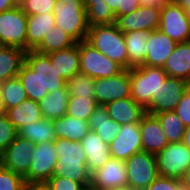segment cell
I'll list each match as a JSON object with an SVG mask.
<instances>
[{
    "label": "cell",
    "instance_id": "19",
    "mask_svg": "<svg viewBox=\"0 0 190 190\" xmlns=\"http://www.w3.org/2000/svg\"><path fill=\"white\" fill-rule=\"evenodd\" d=\"M140 131L143 151L156 155L168 144L161 124L155 115L146 113L142 117Z\"/></svg>",
    "mask_w": 190,
    "mask_h": 190
},
{
    "label": "cell",
    "instance_id": "23",
    "mask_svg": "<svg viewBox=\"0 0 190 190\" xmlns=\"http://www.w3.org/2000/svg\"><path fill=\"white\" fill-rule=\"evenodd\" d=\"M53 67L59 76L65 81L80 73V54L78 43L75 45L47 54Z\"/></svg>",
    "mask_w": 190,
    "mask_h": 190
},
{
    "label": "cell",
    "instance_id": "37",
    "mask_svg": "<svg viewBox=\"0 0 190 190\" xmlns=\"http://www.w3.org/2000/svg\"><path fill=\"white\" fill-rule=\"evenodd\" d=\"M89 26L113 24L116 21L114 12L109 5H84Z\"/></svg>",
    "mask_w": 190,
    "mask_h": 190
},
{
    "label": "cell",
    "instance_id": "38",
    "mask_svg": "<svg viewBox=\"0 0 190 190\" xmlns=\"http://www.w3.org/2000/svg\"><path fill=\"white\" fill-rule=\"evenodd\" d=\"M109 5L115 16L130 14L141 6L140 0H84V5Z\"/></svg>",
    "mask_w": 190,
    "mask_h": 190
},
{
    "label": "cell",
    "instance_id": "54",
    "mask_svg": "<svg viewBox=\"0 0 190 190\" xmlns=\"http://www.w3.org/2000/svg\"><path fill=\"white\" fill-rule=\"evenodd\" d=\"M83 190H95L93 188H91L90 186L89 187H85Z\"/></svg>",
    "mask_w": 190,
    "mask_h": 190
},
{
    "label": "cell",
    "instance_id": "15",
    "mask_svg": "<svg viewBox=\"0 0 190 190\" xmlns=\"http://www.w3.org/2000/svg\"><path fill=\"white\" fill-rule=\"evenodd\" d=\"M90 187L95 190L128 188L125 161L111 157L100 169L91 173Z\"/></svg>",
    "mask_w": 190,
    "mask_h": 190
},
{
    "label": "cell",
    "instance_id": "16",
    "mask_svg": "<svg viewBox=\"0 0 190 190\" xmlns=\"http://www.w3.org/2000/svg\"><path fill=\"white\" fill-rule=\"evenodd\" d=\"M161 6H140L130 14L116 16L115 25L123 33L159 28Z\"/></svg>",
    "mask_w": 190,
    "mask_h": 190
},
{
    "label": "cell",
    "instance_id": "35",
    "mask_svg": "<svg viewBox=\"0 0 190 190\" xmlns=\"http://www.w3.org/2000/svg\"><path fill=\"white\" fill-rule=\"evenodd\" d=\"M95 79L88 75L78 73L66 81L69 96L95 98Z\"/></svg>",
    "mask_w": 190,
    "mask_h": 190
},
{
    "label": "cell",
    "instance_id": "45",
    "mask_svg": "<svg viewBox=\"0 0 190 190\" xmlns=\"http://www.w3.org/2000/svg\"><path fill=\"white\" fill-rule=\"evenodd\" d=\"M19 6V0H0V12L11 10Z\"/></svg>",
    "mask_w": 190,
    "mask_h": 190
},
{
    "label": "cell",
    "instance_id": "32",
    "mask_svg": "<svg viewBox=\"0 0 190 190\" xmlns=\"http://www.w3.org/2000/svg\"><path fill=\"white\" fill-rule=\"evenodd\" d=\"M77 42L69 36L61 27L54 26L45 36L35 51L49 54L75 45Z\"/></svg>",
    "mask_w": 190,
    "mask_h": 190
},
{
    "label": "cell",
    "instance_id": "27",
    "mask_svg": "<svg viewBox=\"0 0 190 190\" xmlns=\"http://www.w3.org/2000/svg\"><path fill=\"white\" fill-rule=\"evenodd\" d=\"M90 130L95 131L107 144L116 138L122 129L121 124L110 118L105 106H98L88 119Z\"/></svg>",
    "mask_w": 190,
    "mask_h": 190
},
{
    "label": "cell",
    "instance_id": "39",
    "mask_svg": "<svg viewBox=\"0 0 190 190\" xmlns=\"http://www.w3.org/2000/svg\"><path fill=\"white\" fill-rule=\"evenodd\" d=\"M56 0H19V7L27 15L52 13Z\"/></svg>",
    "mask_w": 190,
    "mask_h": 190
},
{
    "label": "cell",
    "instance_id": "44",
    "mask_svg": "<svg viewBox=\"0 0 190 190\" xmlns=\"http://www.w3.org/2000/svg\"><path fill=\"white\" fill-rule=\"evenodd\" d=\"M178 179L158 176L145 190H176Z\"/></svg>",
    "mask_w": 190,
    "mask_h": 190
},
{
    "label": "cell",
    "instance_id": "17",
    "mask_svg": "<svg viewBox=\"0 0 190 190\" xmlns=\"http://www.w3.org/2000/svg\"><path fill=\"white\" fill-rule=\"evenodd\" d=\"M121 128L109 145V150L111 157L125 161L133 154L143 151L140 123L123 124Z\"/></svg>",
    "mask_w": 190,
    "mask_h": 190
},
{
    "label": "cell",
    "instance_id": "5",
    "mask_svg": "<svg viewBox=\"0 0 190 190\" xmlns=\"http://www.w3.org/2000/svg\"><path fill=\"white\" fill-rule=\"evenodd\" d=\"M131 98L146 108L168 77L162 67L139 66L129 69Z\"/></svg>",
    "mask_w": 190,
    "mask_h": 190
},
{
    "label": "cell",
    "instance_id": "2",
    "mask_svg": "<svg viewBox=\"0 0 190 190\" xmlns=\"http://www.w3.org/2000/svg\"><path fill=\"white\" fill-rule=\"evenodd\" d=\"M54 149L58 160L52 177H67L89 187L91 172L88 170L86 153L81 142L57 138L54 140Z\"/></svg>",
    "mask_w": 190,
    "mask_h": 190
},
{
    "label": "cell",
    "instance_id": "53",
    "mask_svg": "<svg viewBox=\"0 0 190 190\" xmlns=\"http://www.w3.org/2000/svg\"><path fill=\"white\" fill-rule=\"evenodd\" d=\"M108 190H131V189L128 187V188H121V189H108Z\"/></svg>",
    "mask_w": 190,
    "mask_h": 190
},
{
    "label": "cell",
    "instance_id": "34",
    "mask_svg": "<svg viewBox=\"0 0 190 190\" xmlns=\"http://www.w3.org/2000/svg\"><path fill=\"white\" fill-rule=\"evenodd\" d=\"M154 115L159 120L168 143L182 142L186 127L174 111Z\"/></svg>",
    "mask_w": 190,
    "mask_h": 190
},
{
    "label": "cell",
    "instance_id": "31",
    "mask_svg": "<svg viewBox=\"0 0 190 190\" xmlns=\"http://www.w3.org/2000/svg\"><path fill=\"white\" fill-rule=\"evenodd\" d=\"M17 132L20 137L29 139L33 144L53 142L56 139L52 120L45 118H41L35 123L25 125Z\"/></svg>",
    "mask_w": 190,
    "mask_h": 190
},
{
    "label": "cell",
    "instance_id": "36",
    "mask_svg": "<svg viewBox=\"0 0 190 190\" xmlns=\"http://www.w3.org/2000/svg\"><path fill=\"white\" fill-rule=\"evenodd\" d=\"M98 106L95 98L69 96L66 115L88 121Z\"/></svg>",
    "mask_w": 190,
    "mask_h": 190
},
{
    "label": "cell",
    "instance_id": "10",
    "mask_svg": "<svg viewBox=\"0 0 190 190\" xmlns=\"http://www.w3.org/2000/svg\"><path fill=\"white\" fill-rule=\"evenodd\" d=\"M27 15L19 6L0 12V42L26 51Z\"/></svg>",
    "mask_w": 190,
    "mask_h": 190
},
{
    "label": "cell",
    "instance_id": "21",
    "mask_svg": "<svg viewBox=\"0 0 190 190\" xmlns=\"http://www.w3.org/2000/svg\"><path fill=\"white\" fill-rule=\"evenodd\" d=\"M111 119L117 123L129 124L140 123L146 114L145 108L136 103L131 97L114 100L105 105Z\"/></svg>",
    "mask_w": 190,
    "mask_h": 190
},
{
    "label": "cell",
    "instance_id": "48",
    "mask_svg": "<svg viewBox=\"0 0 190 190\" xmlns=\"http://www.w3.org/2000/svg\"><path fill=\"white\" fill-rule=\"evenodd\" d=\"M167 0H140L142 6H162Z\"/></svg>",
    "mask_w": 190,
    "mask_h": 190
},
{
    "label": "cell",
    "instance_id": "18",
    "mask_svg": "<svg viewBox=\"0 0 190 190\" xmlns=\"http://www.w3.org/2000/svg\"><path fill=\"white\" fill-rule=\"evenodd\" d=\"M176 45L177 42L159 29L151 31V35L145 45L147 47V56L144 65L163 67Z\"/></svg>",
    "mask_w": 190,
    "mask_h": 190
},
{
    "label": "cell",
    "instance_id": "9",
    "mask_svg": "<svg viewBox=\"0 0 190 190\" xmlns=\"http://www.w3.org/2000/svg\"><path fill=\"white\" fill-rule=\"evenodd\" d=\"M158 29L177 43L190 41V23L186 12L173 0H167L161 6Z\"/></svg>",
    "mask_w": 190,
    "mask_h": 190
},
{
    "label": "cell",
    "instance_id": "29",
    "mask_svg": "<svg viewBox=\"0 0 190 190\" xmlns=\"http://www.w3.org/2000/svg\"><path fill=\"white\" fill-rule=\"evenodd\" d=\"M68 99L69 93L67 85L47 94L39 102L42 117L53 120L66 115Z\"/></svg>",
    "mask_w": 190,
    "mask_h": 190
},
{
    "label": "cell",
    "instance_id": "20",
    "mask_svg": "<svg viewBox=\"0 0 190 190\" xmlns=\"http://www.w3.org/2000/svg\"><path fill=\"white\" fill-rule=\"evenodd\" d=\"M80 142L86 153V164L91 173L100 169L111 158L109 144L105 143L95 131L90 130Z\"/></svg>",
    "mask_w": 190,
    "mask_h": 190
},
{
    "label": "cell",
    "instance_id": "49",
    "mask_svg": "<svg viewBox=\"0 0 190 190\" xmlns=\"http://www.w3.org/2000/svg\"><path fill=\"white\" fill-rule=\"evenodd\" d=\"M189 189H190V166L188 169L183 173L180 179Z\"/></svg>",
    "mask_w": 190,
    "mask_h": 190
},
{
    "label": "cell",
    "instance_id": "3",
    "mask_svg": "<svg viewBox=\"0 0 190 190\" xmlns=\"http://www.w3.org/2000/svg\"><path fill=\"white\" fill-rule=\"evenodd\" d=\"M86 41L103 55L128 69L124 34L115 23L89 26Z\"/></svg>",
    "mask_w": 190,
    "mask_h": 190
},
{
    "label": "cell",
    "instance_id": "25",
    "mask_svg": "<svg viewBox=\"0 0 190 190\" xmlns=\"http://www.w3.org/2000/svg\"><path fill=\"white\" fill-rule=\"evenodd\" d=\"M123 34L128 55V69L144 65L147 56V47L145 45L151 31L136 30Z\"/></svg>",
    "mask_w": 190,
    "mask_h": 190
},
{
    "label": "cell",
    "instance_id": "22",
    "mask_svg": "<svg viewBox=\"0 0 190 190\" xmlns=\"http://www.w3.org/2000/svg\"><path fill=\"white\" fill-rule=\"evenodd\" d=\"M168 76L190 82V41L177 43L162 67Z\"/></svg>",
    "mask_w": 190,
    "mask_h": 190
},
{
    "label": "cell",
    "instance_id": "4",
    "mask_svg": "<svg viewBox=\"0 0 190 190\" xmlns=\"http://www.w3.org/2000/svg\"><path fill=\"white\" fill-rule=\"evenodd\" d=\"M55 26L61 27L77 43L86 40L89 29L84 0H56Z\"/></svg>",
    "mask_w": 190,
    "mask_h": 190
},
{
    "label": "cell",
    "instance_id": "13",
    "mask_svg": "<svg viewBox=\"0 0 190 190\" xmlns=\"http://www.w3.org/2000/svg\"><path fill=\"white\" fill-rule=\"evenodd\" d=\"M35 148L29 139L16 136L14 141L0 154V165L24 177L30 167Z\"/></svg>",
    "mask_w": 190,
    "mask_h": 190
},
{
    "label": "cell",
    "instance_id": "52",
    "mask_svg": "<svg viewBox=\"0 0 190 190\" xmlns=\"http://www.w3.org/2000/svg\"><path fill=\"white\" fill-rule=\"evenodd\" d=\"M5 113L3 103H2V97H1V88H0V115Z\"/></svg>",
    "mask_w": 190,
    "mask_h": 190
},
{
    "label": "cell",
    "instance_id": "12",
    "mask_svg": "<svg viewBox=\"0 0 190 190\" xmlns=\"http://www.w3.org/2000/svg\"><path fill=\"white\" fill-rule=\"evenodd\" d=\"M189 89V83L183 79L168 76L158 89L156 96L145 108L148 114L174 111L184 92Z\"/></svg>",
    "mask_w": 190,
    "mask_h": 190
},
{
    "label": "cell",
    "instance_id": "41",
    "mask_svg": "<svg viewBox=\"0 0 190 190\" xmlns=\"http://www.w3.org/2000/svg\"><path fill=\"white\" fill-rule=\"evenodd\" d=\"M18 130L10 122L8 116L0 115V154L14 141Z\"/></svg>",
    "mask_w": 190,
    "mask_h": 190
},
{
    "label": "cell",
    "instance_id": "6",
    "mask_svg": "<svg viewBox=\"0 0 190 190\" xmlns=\"http://www.w3.org/2000/svg\"><path fill=\"white\" fill-rule=\"evenodd\" d=\"M80 73L94 79L109 78L121 73L124 68L103 55L86 40L78 42Z\"/></svg>",
    "mask_w": 190,
    "mask_h": 190
},
{
    "label": "cell",
    "instance_id": "11",
    "mask_svg": "<svg viewBox=\"0 0 190 190\" xmlns=\"http://www.w3.org/2000/svg\"><path fill=\"white\" fill-rule=\"evenodd\" d=\"M58 157L53 142L35 144L31 167L24 176L26 184L47 182L52 176Z\"/></svg>",
    "mask_w": 190,
    "mask_h": 190
},
{
    "label": "cell",
    "instance_id": "28",
    "mask_svg": "<svg viewBox=\"0 0 190 190\" xmlns=\"http://www.w3.org/2000/svg\"><path fill=\"white\" fill-rule=\"evenodd\" d=\"M26 51L19 47L0 48V83L18 76L25 60Z\"/></svg>",
    "mask_w": 190,
    "mask_h": 190
},
{
    "label": "cell",
    "instance_id": "50",
    "mask_svg": "<svg viewBox=\"0 0 190 190\" xmlns=\"http://www.w3.org/2000/svg\"><path fill=\"white\" fill-rule=\"evenodd\" d=\"M182 142L190 149V126L185 128Z\"/></svg>",
    "mask_w": 190,
    "mask_h": 190
},
{
    "label": "cell",
    "instance_id": "42",
    "mask_svg": "<svg viewBox=\"0 0 190 190\" xmlns=\"http://www.w3.org/2000/svg\"><path fill=\"white\" fill-rule=\"evenodd\" d=\"M52 190H83L85 186L67 177H51L47 181Z\"/></svg>",
    "mask_w": 190,
    "mask_h": 190
},
{
    "label": "cell",
    "instance_id": "33",
    "mask_svg": "<svg viewBox=\"0 0 190 190\" xmlns=\"http://www.w3.org/2000/svg\"><path fill=\"white\" fill-rule=\"evenodd\" d=\"M0 88L4 111L28 99L23 84L18 76L0 83Z\"/></svg>",
    "mask_w": 190,
    "mask_h": 190
},
{
    "label": "cell",
    "instance_id": "26",
    "mask_svg": "<svg viewBox=\"0 0 190 190\" xmlns=\"http://www.w3.org/2000/svg\"><path fill=\"white\" fill-rule=\"evenodd\" d=\"M53 129L57 138H64L80 142L90 131L88 121L68 115L52 120Z\"/></svg>",
    "mask_w": 190,
    "mask_h": 190
},
{
    "label": "cell",
    "instance_id": "8",
    "mask_svg": "<svg viewBox=\"0 0 190 190\" xmlns=\"http://www.w3.org/2000/svg\"><path fill=\"white\" fill-rule=\"evenodd\" d=\"M159 175L180 180L190 166V149L183 143H168L156 155Z\"/></svg>",
    "mask_w": 190,
    "mask_h": 190
},
{
    "label": "cell",
    "instance_id": "47",
    "mask_svg": "<svg viewBox=\"0 0 190 190\" xmlns=\"http://www.w3.org/2000/svg\"><path fill=\"white\" fill-rule=\"evenodd\" d=\"M175 3L180 5L186 12L187 19L190 23V0H173Z\"/></svg>",
    "mask_w": 190,
    "mask_h": 190
},
{
    "label": "cell",
    "instance_id": "14",
    "mask_svg": "<svg viewBox=\"0 0 190 190\" xmlns=\"http://www.w3.org/2000/svg\"><path fill=\"white\" fill-rule=\"evenodd\" d=\"M94 93L96 102L100 106L131 97L129 69H124L113 77L95 79Z\"/></svg>",
    "mask_w": 190,
    "mask_h": 190
},
{
    "label": "cell",
    "instance_id": "43",
    "mask_svg": "<svg viewBox=\"0 0 190 190\" xmlns=\"http://www.w3.org/2000/svg\"><path fill=\"white\" fill-rule=\"evenodd\" d=\"M174 112L179 116L185 127L190 126V88L184 92Z\"/></svg>",
    "mask_w": 190,
    "mask_h": 190
},
{
    "label": "cell",
    "instance_id": "51",
    "mask_svg": "<svg viewBox=\"0 0 190 190\" xmlns=\"http://www.w3.org/2000/svg\"><path fill=\"white\" fill-rule=\"evenodd\" d=\"M176 190H190L181 180L176 183Z\"/></svg>",
    "mask_w": 190,
    "mask_h": 190
},
{
    "label": "cell",
    "instance_id": "30",
    "mask_svg": "<svg viewBox=\"0 0 190 190\" xmlns=\"http://www.w3.org/2000/svg\"><path fill=\"white\" fill-rule=\"evenodd\" d=\"M5 114L17 130L43 118L39 102L30 99L23 101L17 106L7 109Z\"/></svg>",
    "mask_w": 190,
    "mask_h": 190
},
{
    "label": "cell",
    "instance_id": "1",
    "mask_svg": "<svg viewBox=\"0 0 190 190\" xmlns=\"http://www.w3.org/2000/svg\"><path fill=\"white\" fill-rule=\"evenodd\" d=\"M18 78L23 84L28 99L36 102H40L50 92L66 85V81L52 66L49 56L35 50L26 51Z\"/></svg>",
    "mask_w": 190,
    "mask_h": 190
},
{
    "label": "cell",
    "instance_id": "7",
    "mask_svg": "<svg viewBox=\"0 0 190 190\" xmlns=\"http://www.w3.org/2000/svg\"><path fill=\"white\" fill-rule=\"evenodd\" d=\"M125 165L131 190H145L159 176L155 154L146 151L133 154Z\"/></svg>",
    "mask_w": 190,
    "mask_h": 190
},
{
    "label": "cell",
    "instance_id": "40",
    "mask_svg": "<svg viewBox=\"0 0 190 190\" xmlns=\"http://www.w3.org/2000/svg\"><path fill=\"white\" fill-rule=\"evenodd\" d=\"M24 177L0 165V190H25Z\"/></svg>",
    "mask_w": 190,
    "mask_h": 190
},
{
    "label": "cell",
    "instance_id": "24",
    "mask_svg": "<svg viewBox=\"0 0 190 190\" xmlns=\"http://www.w3.org/2000/svg\"><path fill=\"white\" fill-rule=\"evenodd\" d=\"M55 26L53 13L27 16L26 51L35 50L42 42L45 33Z\"/></svg>",
    "mask_w": 190,
    "mask_h": 190
},
{
    "label": "cell",
    "instance_id": "46",
    "mask_svg": "<svg viewBox=\"0 0 190 190\" xmlns=\"http://www.w3.org/2000/svg\"><path fill=\"white\" fill-rule=\"evenodd\" d=\"M25 190H52L47 182L26 184Z\"/></svg>",
    "mask_w": 190,
    "mask_h": 190
}]
</instances>
